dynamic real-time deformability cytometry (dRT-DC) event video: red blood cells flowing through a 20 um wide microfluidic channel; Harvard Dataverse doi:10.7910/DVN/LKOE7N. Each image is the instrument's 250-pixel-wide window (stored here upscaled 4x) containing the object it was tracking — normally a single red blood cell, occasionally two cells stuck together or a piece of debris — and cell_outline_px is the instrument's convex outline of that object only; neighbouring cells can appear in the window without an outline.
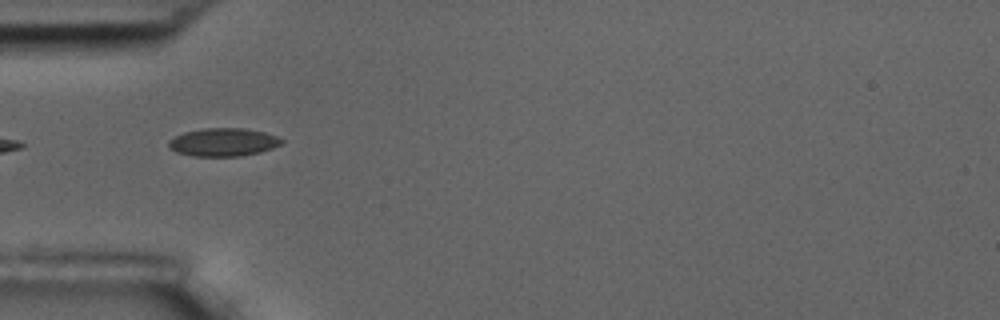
{"species": "common noctule bat (a hibernating species)", "species_latin": "Nyctalus noctula", "temperature_condition": "room temperature", "stored_images_in_passage": 9, "camera_frame_rate_fps": 3000, "um_per_image_px": 0.085, "animal": {"sex": "male", "body_mass_g": 17.5, "forearm_length_mm": 52.3}, "frame": {"image": 1, "passage_image": 1, "time_ms": 0.0, "image_size_px": [1000, 320], "cell_outline_px": [[284, 140], [280, 144], [272, 148], [260, 152], [240, 156], [192, 156], [176, 152], [168, 148], [168, 140], [184, 132], [204, 128], [244, 128], [264, 132], [276, 136]], "centroid_in_image_um": [18.95, 12.08], "position_along_channel_um": 66.1, "area_um2": 18.5}}